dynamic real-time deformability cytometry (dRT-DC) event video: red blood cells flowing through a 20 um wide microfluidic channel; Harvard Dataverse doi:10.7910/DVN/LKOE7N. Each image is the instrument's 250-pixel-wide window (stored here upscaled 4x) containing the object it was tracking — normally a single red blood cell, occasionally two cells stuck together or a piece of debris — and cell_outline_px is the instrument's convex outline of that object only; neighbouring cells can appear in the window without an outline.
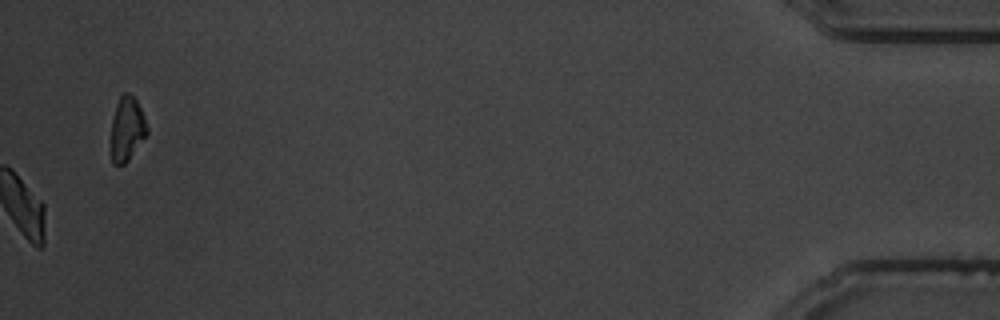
{"species": "common noctule bat (a hibernating species)", "species_latin": "Nyctalus noctula", "temperature_condition": "warm", "stored_images_in_passage": 54, "camera_frame_rate_fps": 3000, "um_per_image_px": 0.085, "animal": {"sex": "male", "body_mass_g": 19.5, "forearm_length_mm": 54.6}, "frame": {"image": 1, "passage_image": 54, "time_ms": 17.667, "image_size_px": [1000, 320], "cell_outline_px": [[148, 132], [128, 160], [124, 164], [112, 164], [112, 116], [116, 104], [120, 96], [124, 92], [128, 92], [136, 100], [144, 116], [148, 128]], "centroid_in_image_um": [10.79, 10.92], "position_along_channel_um": 424.4, "area_um2": 13.24}, "authors_computed_cell_mechanics": {"area_um2": 18.2359, "velocity_mm_per_s": 3.6264, "shape_relaxation_time_tau1_ms": 3.0158, "shape_relaxation_time_tau2_ms": 5.732, "deformation_change_tau1": 0.1299, "deformation_change_tau2": 0.082}}